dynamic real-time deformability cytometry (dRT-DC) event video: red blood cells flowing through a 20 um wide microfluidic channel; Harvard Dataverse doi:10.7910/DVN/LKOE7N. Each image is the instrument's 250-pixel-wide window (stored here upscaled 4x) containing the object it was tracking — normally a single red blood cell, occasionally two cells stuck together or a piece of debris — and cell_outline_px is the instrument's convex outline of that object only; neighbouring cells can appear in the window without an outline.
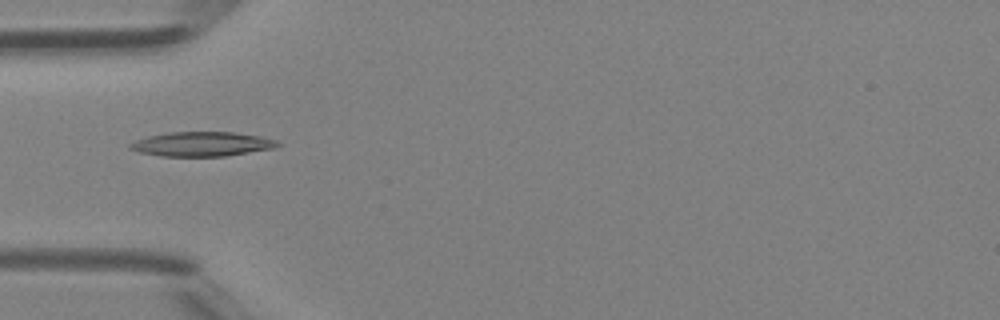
{"species": "Egyptian fruit bat (a non-hibernating species)", "species_latin": "Rousettus aegyptiacus", "temperature_condition": "room temperature", "stored_images_in_passage": 35, "camera_frame_rate_fps": 3000, "um_per_image_px": 0.085, "animal": {"sex": "female"}, "frame": {"image": 1, "passage_image": 3, "time_ms": 0.667, "image_size_px": [1000, 320], "cell_outline_px": [[280, 144], [276, 148], [224, 156], [160, 156], [140, 152], [128, 148], [128, 144], [136, 140], [148, 136], [168, 132], [232, 132], [260, 136], [276, 140]], "centroid_in_image_um": [17.15, 12.24], "position_along_channel_um": 67.9, "area_um2": 20.98}}
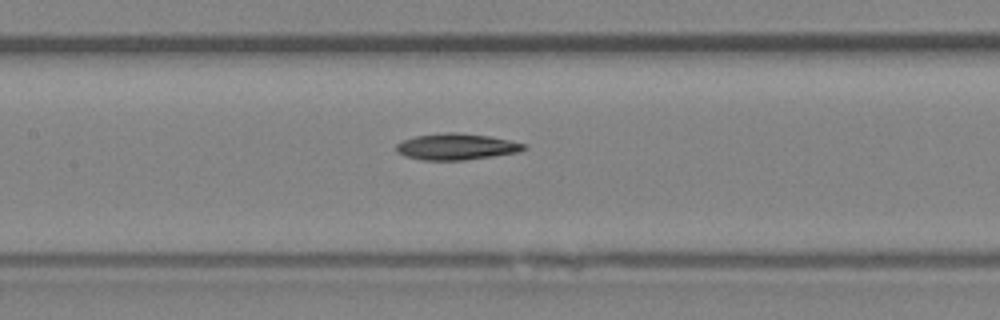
{"frame": {"image": 2, "passage_image": 10, "time_ms": 3.0, "image_size_px": [1000, 320], "cell_outline_px": [[528, 148], [520, 152], [464, 160], [420, 160], [404, 156], [396, 152], [396, 144], [404, 140], [416, 136], [444, 132], [456, 132], [492, 136], [528, 144]], "centroid_in_image_um": [38.83, 12.46], "position_along_channel_um": 168.6, "area_um2": 19.83}}
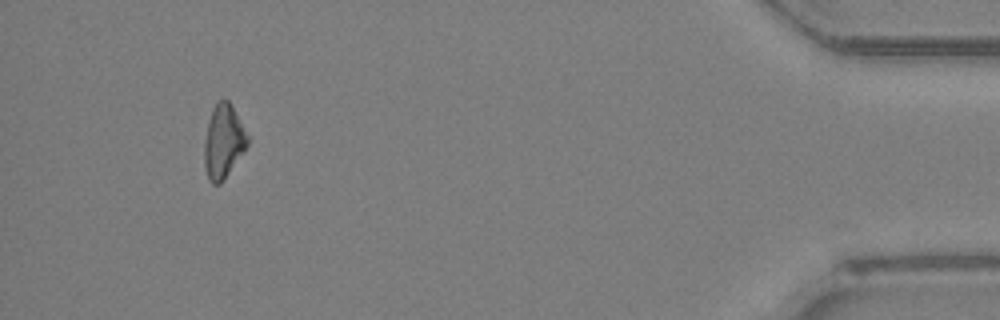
{"frame": {"image": 3, "passage_image": 32, "time_ms": 10.333, "image_size_px": [1000, 320], "cell_outline_px": [[248, 144], [220, 184], [212, 184], [208, 180], [204, 164], [204, 140], [212, 108], [220, 100], [228, 100], [248, 136]], "centroid_in_image_um": [18.95, 12.05], "position_along_channel_um": 416.2, "area_um2": 18.03}}